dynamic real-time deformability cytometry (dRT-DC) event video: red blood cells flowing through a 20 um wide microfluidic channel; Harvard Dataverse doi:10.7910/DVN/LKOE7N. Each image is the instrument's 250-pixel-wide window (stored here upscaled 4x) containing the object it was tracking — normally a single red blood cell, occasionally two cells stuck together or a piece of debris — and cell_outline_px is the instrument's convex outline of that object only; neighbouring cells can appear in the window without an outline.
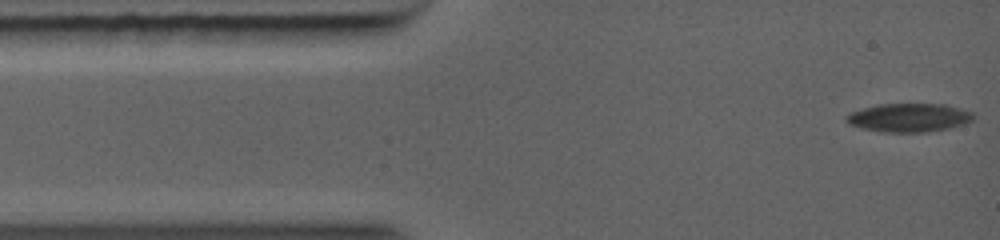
{"species": "common noctule bat (a hibernating species)", "species_latin": "Nyctalus noctula", "temperature_condition": "warm", "stored_images_in_passage": 28, "camera_frame_rate_fps": 5000, "um_per_image_px": 0.085, "animal": {"sex": "female", "body_mass_g": 19.0, "forearm_length_mm": 56.7}, "frame": {"image": 1, "passage_image": 1, "time_ms": 0.0, "image_size_px": [1000, 240], "cell_outline_px": [[972, 120], [964, 124], [952, 128], [924, 132], [892, 132], [868, 128], [852, 124], [844, 120], [844, 116], [852, 112], [864, 108], [880, 104], [944, 104], [960, 108], [972, 112]], "centroid_in_image_um": [77.32, 9.99], "position_along_channel_um": 7.7, "area_um2": 20.69}}
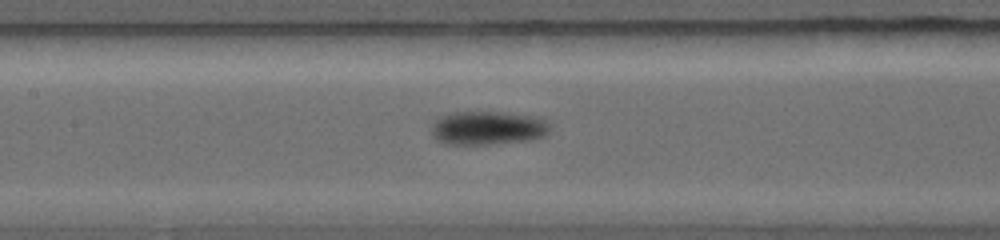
{"frame": {"image": 2, "passage_image": 12, "time_ms": 4.8, "image_size_px": [1000, 240], "cell_outline_px": [[548, 128], [544, 132], [536, 136], [492, 140], [460, 140], [440, 136], [436, 132], [436, 124], [444, 116], [456, 112], [496, 112], [524, 116], [540, 120]], "centroid_in_image_um": [41.5, 10.73], "position_along_channel_um": 165.9, "area_um2": 18.5}}
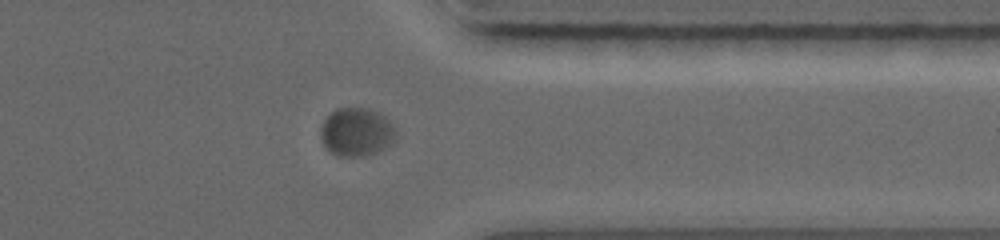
{"frame": {"image": 3, "passage_image": 23, "time_ms": 9.4, "image_size_px": [1000, 240], "cell_outline_px": [[392, 136], [372, 148], [364, 152], [332, 152], [324, 144], [320, 132], [320, 128], [324, 120], [336, 108], [368, 108], [384, 116], [392, 124]], "centroid_in_image_um": [30.15, 11.05], "position_along_channel_um": 381.2, "area_um2": 18.55}}